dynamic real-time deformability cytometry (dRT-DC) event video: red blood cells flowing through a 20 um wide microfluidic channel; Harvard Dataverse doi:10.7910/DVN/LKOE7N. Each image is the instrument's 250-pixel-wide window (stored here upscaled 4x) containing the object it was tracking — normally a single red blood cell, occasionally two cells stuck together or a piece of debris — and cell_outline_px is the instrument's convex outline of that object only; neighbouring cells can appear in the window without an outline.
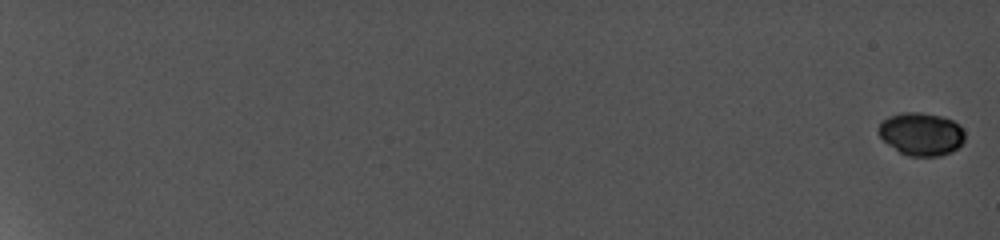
{"species": "common noctule bat (a hibernating species)", "species_latin": "Nyctalus noctula", "temperature_condition": "cold", "stored_images_in_passage": 12, "camera_frame_rate_fps": 5000, "um_per_image_px": 0.085, "animal": {"sex": "female", "body_mass_g": 19.0, "forearm_length_mm": 56.7}, "frame": {"image": 1, "passage_image": 1, "time_ms": 0.0, "image_size_px": [1000, 240], "cell_outline_px": [[964, 140], [956, 148], [948, 152], [936, 156], [912, 156], [900, 152], [884, 140], [880, 136], [880, 120], [888, 116], [900, 112], [920, 112], [940, 116], [952, 120], [960, 124], [964, 132]], "centroid_in_image_um": [78.3, 11.36], "position_along_channel_um": 6.7, "area_um2": 21.27}}
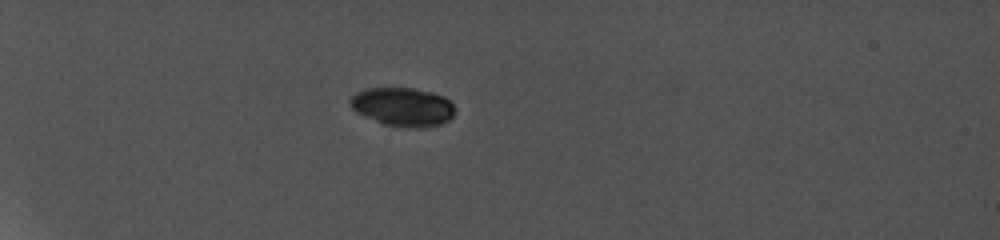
{"frame": {"image": 2, "passage_image": 9, "time_ms": 7.2, "image_size_px": [1000, 240], "cell_outline_px": [[452, 116], [448, 120], [440, 124], [388, 124], [360, 112], [352, 108], [348, 100], [356, 92], [364, 88], [412, 88], [432, 92], [444, 96], [452, 104]], "centroid_in_image_um": [34.21, 8.99], "position_along_channel_um": 50.8, "area_um2": 22.08}}
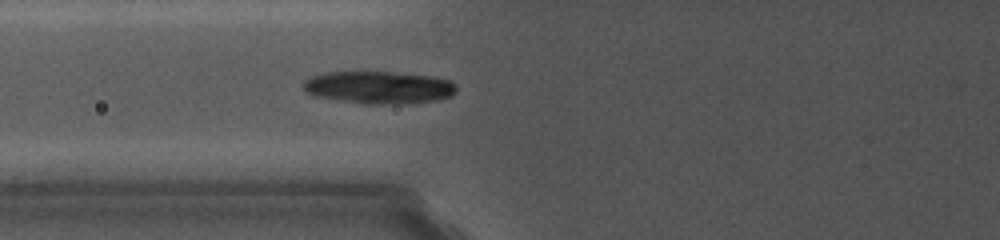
{"frame": {"image": 3, "passage_image": 12, "time_ms": 9.8, "image_size_px": [1000, 240], "cell_outline_px": [[456, 88], [452, 96], [432, 100], [376, 104], [364, 104], [320, 96], [308, 92], [304, 88], [304, 80], [308, 76], [324, 72], [396, 72], [428, 76], [448, 80]], "centroid_in_image_um": [32.14, 7.4], "position_along_channel_um": 93.7, "area_um2": 28.15}}